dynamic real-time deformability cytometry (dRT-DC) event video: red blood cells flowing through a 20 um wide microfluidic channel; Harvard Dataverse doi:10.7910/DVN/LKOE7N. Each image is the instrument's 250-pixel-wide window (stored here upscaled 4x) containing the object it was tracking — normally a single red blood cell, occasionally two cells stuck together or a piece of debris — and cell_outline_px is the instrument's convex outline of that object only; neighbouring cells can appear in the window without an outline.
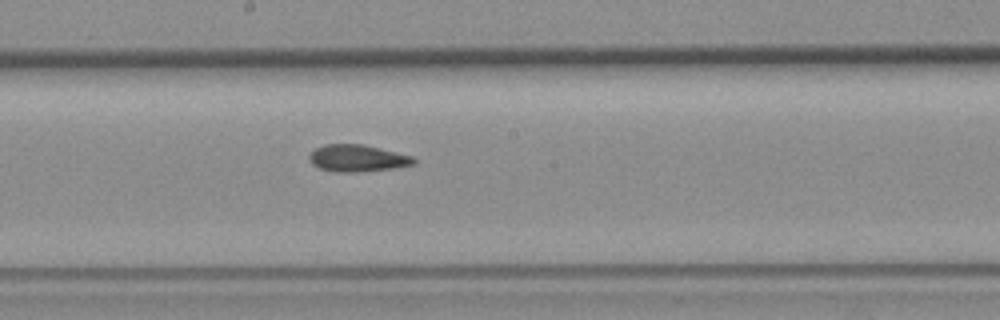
{"species": "common noctule bat (a hibernating species)", "species_latin": "Nyctalus noctula", "temperature_condition": "room temperature", "stored_images_in_passage": 9, "segment_of_instrument_passage": [1, 2], "camera_frame_rate_fps": 3000, "um_per_image_px": 0.085, "animal": {"sex": "female", "body_mass_g": 19.3, "forearm_length_mm": 54.1}, "frame": {"image": 1, "passage_image": 8, "time_ms": 9.333, "image_size_px": [1000, 320], "cell_outline_px": [[416, 164], [392, 168], [356, 172], [332, 172], [320, 168], [312, 164], [308, 156], [316, 148], [324, 144], [360, 144], [412, 156], [416, 160]], "centroid_in_image_um": [30.35, 13.45], "position_along_channel_um": 217.8, "area_um2": 16.18}}